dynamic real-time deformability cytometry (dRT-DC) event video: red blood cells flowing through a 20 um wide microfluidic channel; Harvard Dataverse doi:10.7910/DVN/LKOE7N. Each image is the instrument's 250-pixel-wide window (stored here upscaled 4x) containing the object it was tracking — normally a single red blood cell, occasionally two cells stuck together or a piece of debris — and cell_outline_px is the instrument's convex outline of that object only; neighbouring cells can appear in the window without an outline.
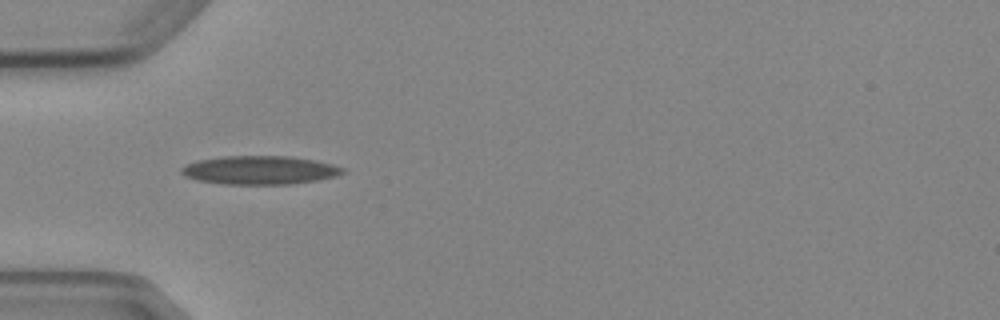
{"species": "Egyptian fruit bat (a non-hibernating species)", "species_latin": "Rousettus aegyptiacus", "temperature_condition": "cold", "stored_images_in_passage": 6, "camera_frame_rate_fps": 3000, "um_per_image_px": 0.085, "animal": {"sex": "female"}, "frame": {"image": 1, "passage_image": 5, "time_ms": 4.667, "image_size_px": [1000, 320], "cell_outline_px": [[344, 172], [336, 176], [316, 180], [292, 184], [224, 184], [196, 180], [184, 176], [180, 172], [180, 168], [188, 164], [200, 160], [224, 156], [292, 156], [316, 160], [332, 164], [344, 168]], "centroid_in_image_um": [22.08, 14.46], "position_along_channel_um": 62.9, "area_um2": 26.82}}
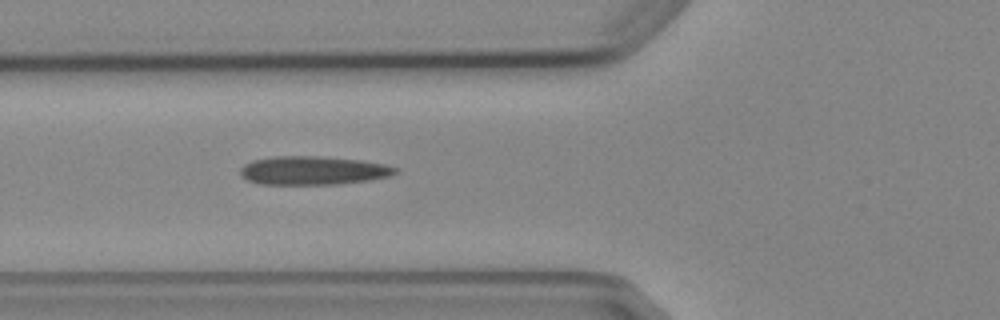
{"frame": {"image": 2, "passage_image": 6, "time_ms": 5.667, "image_size_px": [1000, 320], "cell_outline_px": [[400, 172], [388, 176], [368, 180], [336, 184], [256, 184], [240, 176], [240, 168], [244, 164], [252, 160], [276, 156], [312, 156], [360, 160], [384, 164], [400, 168]], "centroid_in_image_um": [26.59, 14.49], "position_along_channel_um": 99.2, "area_um2": 25.84}}